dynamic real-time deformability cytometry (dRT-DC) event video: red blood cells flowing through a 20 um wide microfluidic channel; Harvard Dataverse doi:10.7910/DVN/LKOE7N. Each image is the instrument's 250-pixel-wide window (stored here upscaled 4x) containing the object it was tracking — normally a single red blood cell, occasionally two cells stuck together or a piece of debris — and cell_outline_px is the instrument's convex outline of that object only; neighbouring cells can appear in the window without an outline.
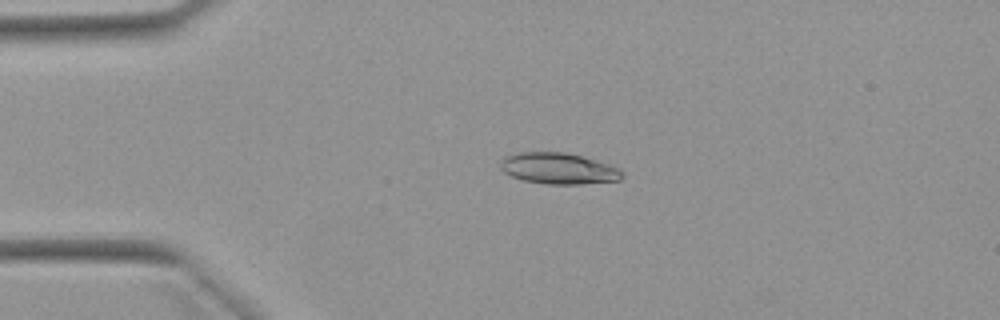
{"species": "Egyptian fruit bat (a non-hibernating species)", "species_latin": "Rousettus aegyptiacus", "temperature_condition": "warm", "stored_images_in_passage": 52, "camera_frame_rate_fps": 3000, "um_per_image_px": 0.085, "animal": {"sex": "female"}, "frame": {"image": 1, "passage_image": 12, "time_ms": 3.667, "image_size_px": [1000, 320], "cell_outline_px": [[624, 176], [620, 180], [580, 184], [548, 184], [524, 180], [512, 176], [504, 172], [500, 168], [500, 160], [504, 156], [520, 152], [564, 152], [612, 164], [620, 168], [624, 172]], "centroid_in_image_um": [47.5, 14.31], "position_along_channel_um": 37.5, "area_um2": 22.25}}
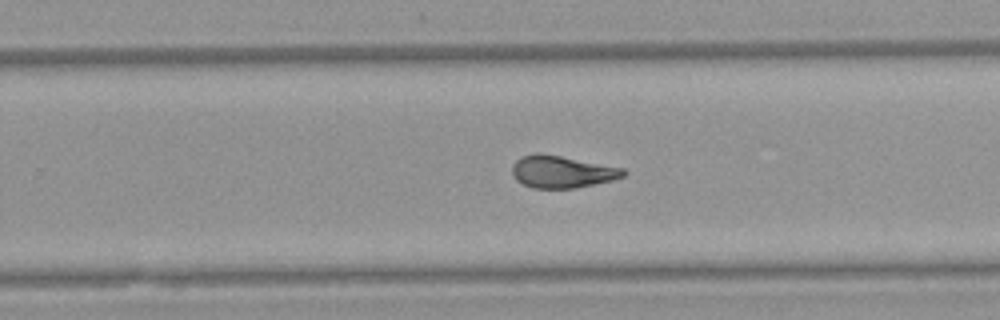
{"frame": {"image": 2, "passage_image": 33, "time_ms": 10.667, "image_size_px": [1000, 320], "cell_outline_px": [[628, 172], [624, 176], [612, 180], [572, 188], [532, 188], [516, 180], [512, 176], [512, 164], [520, 156], [536, 152], [540, 152], [624, 168]], "centroid_in_image_um": [47.72, 14.58], "position_along_channel_um": 282.1, "area_um2": 20.92}}
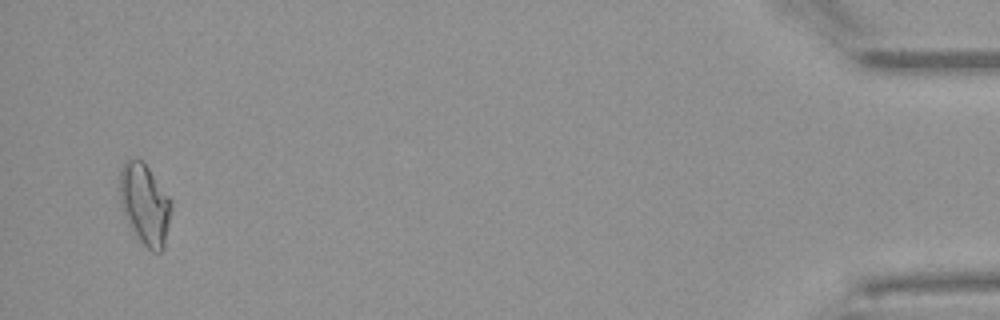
{"frame": {"image": 3, "passage_image": 50, "time_ms": 16.333, "image_size_px": [1000, 320], "cell_outline_px": [[172, 208], [164, 248], [160, 252], [152, 252], [136, 236], [128, 224], [124, 216], [120, 204], [120, 172], [124, 160], [128, 156], [140, 160], [148, 168], [172, 200]], "centroid_in_image_um": [12.3, 17.35], "position_along_channel_um": 422.9, "area_um2": 24.45}, "authors_computed_cell_mechanics": {"area_um2": 21.7039, "velocity_mm_per_s": 3.9753, "shape_relaxation_time_tau1_ms": null, "shape_relaxation_time_tau2_ms": 1.6882, "deformation_change_tau1": null, "deformation_change_tau2": 0.0868}}